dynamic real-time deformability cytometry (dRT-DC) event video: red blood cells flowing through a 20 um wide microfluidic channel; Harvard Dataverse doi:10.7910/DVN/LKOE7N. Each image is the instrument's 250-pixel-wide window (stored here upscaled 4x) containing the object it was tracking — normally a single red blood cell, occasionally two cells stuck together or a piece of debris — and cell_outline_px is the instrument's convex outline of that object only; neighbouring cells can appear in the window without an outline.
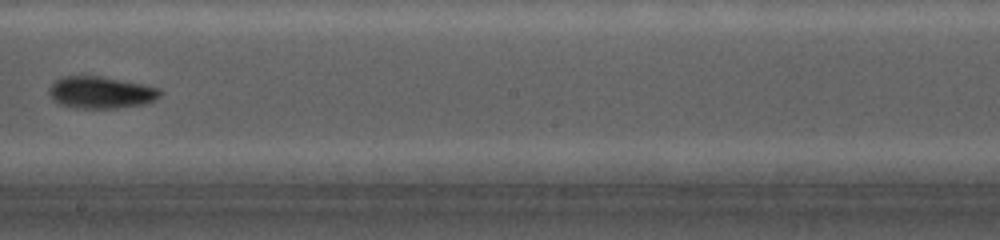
{"species": "common noctule bat (a hibernating species)", "species_latin": "Nyctalus noctula", "temperature_condition": "cold", "stored_images_in_passage": 29, "camera_frame_rate_fps": 5000, "um_per_image_px": 0.085, "animal": {"sex": "female", "body_mass_g": 19.0, "forearm_length_mm": 56.7}, "frame": {"image": 1, "passage_image": 15, "time_ms": 6.2, "image_size_px": [1000, 240], "cell_outline_px": [[164, 92], [156, 100], [144, 104], [116, 108], [72, 108], [60, 104], [52, 100], [48, 92], [48, 88], [56, 80], [64, 76], [100, 76], [144, 84], [160, 88]], "centroid_in_image_um": [8.59, 7.86], "position_along_channel_um": 239.6, "area_um2": 20.92}}
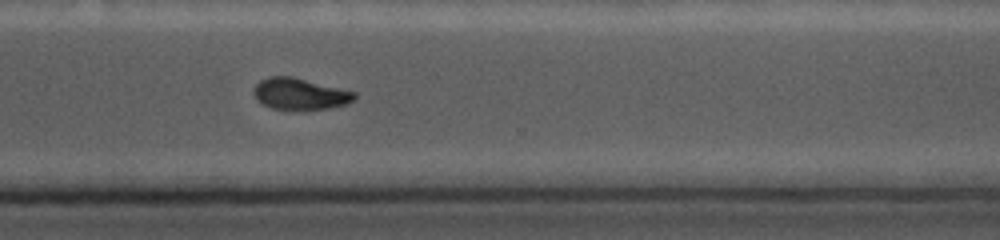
{"frame": {"image": 2, "passage_image": 22, "time_ms": 9.0, "image_size_px": [1000, 240], "cell_outline_px": [[356, 96], [348, 104], [328, 108], [272, 108], [260, 104], [256, 100], [252, 92], [256, 84], [260, 80], [268, 76], [292, 76], [356, 92]], "centroid_in_image_um": [25.45, 7.95], "position_along_channel_um": 345.2, "area_um2": 18.26}}
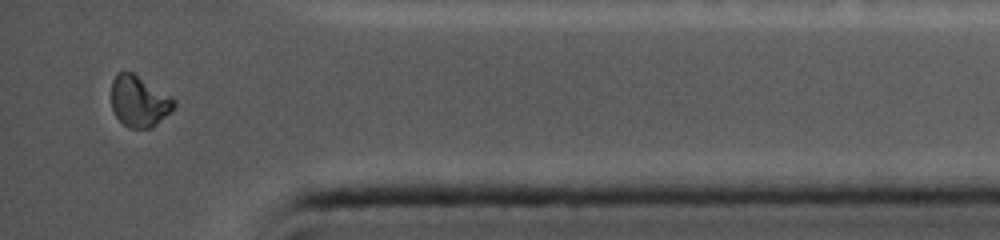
{"frame": {"image": 3, "passage_image": 28, "time_ms": 11.2, "image_size_px": [1000, 240], "cell_outline_px": [[176, 104], [152, 128], [132, 128], [124, 124], [116, 116], [112, 108], [112, 80], [120, 72], [132, 72], [176, 100]], "centroid_in_image_um": [11.8, 8.61], "position_along_channel_um": 423.4, "area_um2": 18.09}, "authors_computed_cell_mechanics": {"area_um2": 19.9988, "velocity_mm_per_s": 3.7623, "shape_relaxation_time_tau1_ms": null, "shape_relaxation_time_tau2_ms": 4.5969, "deformation_change_tau1": null, "deformation_change_tau2": 0.0485}}